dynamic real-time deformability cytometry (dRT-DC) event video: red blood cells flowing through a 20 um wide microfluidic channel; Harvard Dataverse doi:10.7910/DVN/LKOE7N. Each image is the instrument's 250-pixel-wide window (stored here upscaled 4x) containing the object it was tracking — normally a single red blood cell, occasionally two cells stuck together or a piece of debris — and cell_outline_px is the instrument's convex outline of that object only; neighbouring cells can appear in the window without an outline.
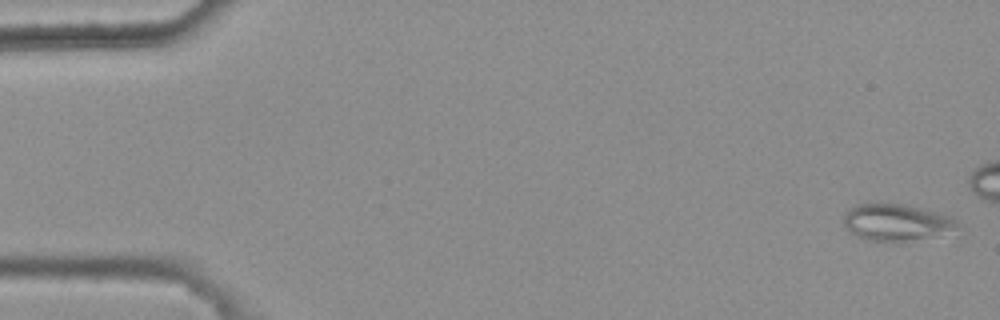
{"species": "common noctule bat (a hibernating species)", "species_latin": "Nyctalus noctula", "temperature_condition": "warm", "stored_images_in_passage": 7, "camera_frame_rate_fps": 3000, "um_per_image_px": 0.085, "animal": {"sex": "female", "body_mass_g": 25.1}, "frame": {"image": 1, "passage_image": 1, "time_ms": 0.0, "image_size_px": [1000, 320], "cell_outline_px": [[960, 224], [928, 236], [904, 244], [896, 244], [868, 240], [852, 232], [844, 224], [844, 216], [848, 208], [856, 204], [908, 204], [956, 216]], "centroid_in_image_um": [76.18, 18.9], "position_along_channel_um": 8.8, "area_um2": 24.45}}